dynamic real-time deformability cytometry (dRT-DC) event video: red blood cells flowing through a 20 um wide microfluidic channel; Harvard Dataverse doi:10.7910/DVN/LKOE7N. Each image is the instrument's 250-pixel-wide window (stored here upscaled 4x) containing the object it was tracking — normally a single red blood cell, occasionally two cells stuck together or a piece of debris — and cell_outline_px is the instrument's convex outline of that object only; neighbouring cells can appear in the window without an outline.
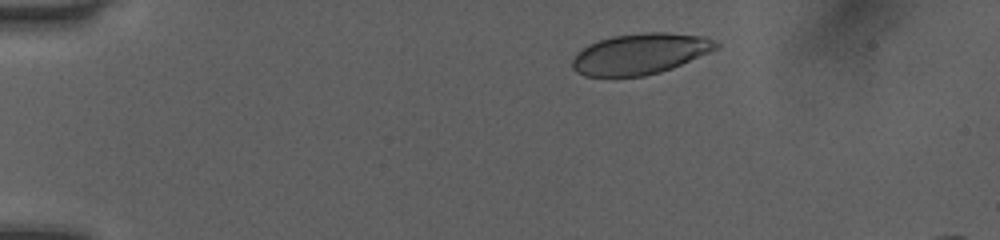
{"species": "human", "species_latin": "Homo sapiens", "temperature_condition": "room temperature", "stored_images_in_passage": 37, "camera_frame_rate_fps": 3000, "um_per_image_px": 0.085, "donor": {"sex": "female"}, "frame": {"image": 1, "passage_image": 1, "time_ms": 0.0, "image_size_px": [1000, 240], "cell_outline_px": [[720, 48], [672, 68], [660, 72], [644, 76], [584, 76], [576, 72], [572, 68], [572, 60], [576, 52], [588, 44], [612, 36], [640, 32], [668, 32], [704, 36], [720, 44]], "centroid_in_image_um": [54.41, 4.57], "position_along_channel_um": 30.6, "area_um2": 34.45}}
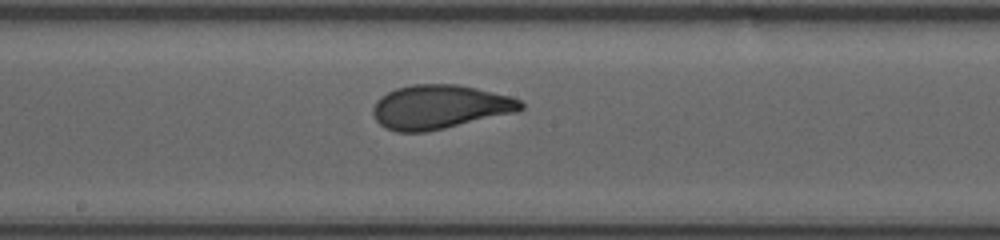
{"frame": {"image": 2, "passage_image": 20, "time_ms": 6.333, "image_size_px": [1000, 240], "cell_outline_px": [[524, 108], [516, 112], [444, 128], [424, 132], [396, 132], [384, 128], [376, 120], [372, 112], [372, 108], [376, 100], [380, 96], [396, 88], [412, 84], [456, 84], [476, 88], [512, 96], [520, 100], [524, 104]], "centroid_in_image_um": [37.35, 9.08], "position_along_channel_um": 210.8, "area_um2": 37.97}}
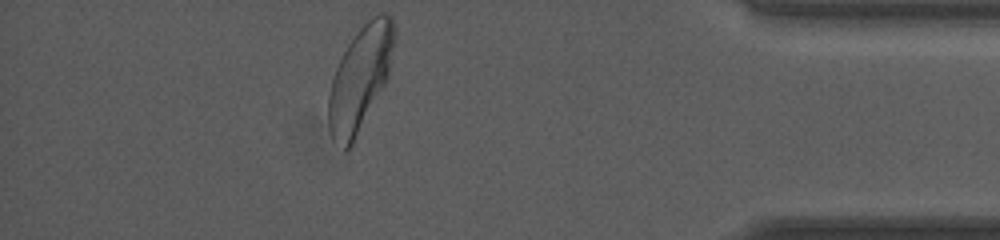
{"frame": {"image": 3, "passage_image": 37, "time_ms": 12.0, "image_size_px": [1000, 240], "cell_outline_px": [[396, 40], [388, 76], [384, 84], [352, 144], [344, 152], [332, 136], [328, 124], [328, 96], [332, 80], [336, 68], [348, 44], [356, 32], [372, 16], [380, 12], [384, 12], [392, 16], [396, 24]], "centroid_in_image_um": [30.64, 6.59], "position_along_channel_um": 404.6, "area_um2": 39.77}, "authors_computed_cell_mechanics": {"area_um2": 37.281, "velocity_mm_per_s": 4.0538, "shape_relaxation_time_tau1_ms": 3.1382, "shape_relaxation_time_tau2_ms": null, "deformation_change_tau1": 0.1448, "deformation_change_tau2": null}}